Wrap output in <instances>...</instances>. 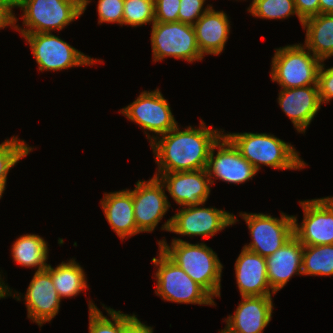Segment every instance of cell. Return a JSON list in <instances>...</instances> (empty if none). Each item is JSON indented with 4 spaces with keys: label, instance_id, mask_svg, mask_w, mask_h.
<instances>
[{
    "label": "cell",
    "instance_id": "obj_35",
    "mask_svg": "<svg viewBox=\"0 0 333 333\" xmlns=\"http://www.w3.org/2000/svg\"><path fill=\"white\" fill-rule=\"evenodd\" d=\"M294 4L301 25L306 19L319 14V0H294Z\"/></svg>",
    "mask_w": 333,
    "mask_h": 333
},
{
    "label": "cell",
    "instance_id": "obj_6",
    "mask_svg": "<svg viewBox=\"0 0 333 333\" xmlns=\"http://www.w3.org/2000/svg\"><path fill=\"white\" fill-rule=\"evenodd\" d=\"M322 61L303 44L275 49L271 64V81L283 89L318 85Z\"/></svg>",
    "mask_w": 333,
    "mask_h": 333
},
{
    "label": "cell",
    "instance_id": "obj_25",
    "mask_svg": "<svg viewBox=\"0 0 333 333\" xmlns=\"http://www.w3.org/2000/svg\"><path fill=\"white\" fill-rule=\"evenodd\" d=\"M49 248L44 238L36 234H24L14 241L11 248L13 260L22 267L46 270Z\"/></svg>",
    "mask_w": 333,
    "mask_h": 333
},
{
    "label": "cell",
    "instance_id": "obj_18",
    "mask_svg": "<svg viewBox=\"0 0 333 333\" xmlns=\"http://www.w3.org/2000/svg\"><path fill=\"white\" fill-rule=\"evenodd\" d=\"M277 99L279 106L299 133H305L322 105L318 85L281 88Z\"/></svg>",
    "mask_w": 333,
    "mask_h": 333
},
{
    "label": "cell",
    "instance_id": "obj_19",
    "mask_svg": "<svg viewBox=\"0 0 333 333\" xmlns=\"http://www.w3.org/2000/svg\"><path fill=\"white\" fill-rule=\"evenodd\" d=\"M234 270L241 297L275 295L267 278L266 257L243 247Z\"/></svg>",
    "mask_w": 333,
    "mask_h": 333
},
{
    "label": "cell",
    "instance_id": "obj_31",
    "mask_svg": "<svg viewBox=\"0 0 333 333\" xmlns=\"http://www.w3.org/2000/svg\"><path fill=\"white\" fill-rule=\"evenodd\" d=\"M124 0H98V24L118 23L123 26Z\"/></svg>",
    "mask_w": 333,
    "mask_h": 333
},
{
    "label": "cell",
    "instance_id": "obj_33",
    "mask_svg": "<svg viewBox=\"0 0 333 333\" xmlns=\"http://www.w3.org/2000/svg\"><path fill=\"white\" fill-rule=\"evenodd\" d=\"M181 0H154L155 22H178Z\"/></svg>",
    "mask_w": 333,
    "mask_h": 333
},
{
    "label": "cell",
    "instance_id": "obj_3",
    "mask_svg": "<svg viewBox=\"0 0 333 333\" xmlns=\"http://www.w3.org/2000/svg\"><path fill=\"white\" fill-rule=\"evenodd\" d=\"M224 135L257 171L262 165L280 170H299L308 165L293 145L272 134L244 132Z\"/></svg>",
    "mask_w": 333,
    "mask_h": 333
},
{
    "label": "cell",
    "instance_id": "obj_23",
    "mask_svg": "<svg viewBox=\"0 0 333 333\" xmlns=\"http://www.w3.org/2000/svg\"><path fill=\"white\" fill-rule=\"evenodd\" d=\"M304 46L322 62L333 56V14H318L303 21Z\"/></svg>",
    "mask_w": 333,
    "mask_h": 333
},
{
    "label": "cell",
    "instance_id": "obj_39",
    "mask_svg": "<svg viewBox=\"0 0 333 333\" xmlns=\"http://www.w3.org/2000/svg\"><path fill=\"white\" fill-rule=\"evenodd\" d=\"M319 14H333V0H319Z\"/></svg>",
    "mask_w": 333,
    "mask_h": 333
},
{
    "label": "cell",
    "instance_id": "obj_27",
    "mask_svg": "<svg viewBox=\"0 0 333 333\" xmlns=\"http://www.w3.org/2000/svg\"><path fill=\"white\" fill-rule=\"evenodd\" d=\"M107 316L103 315L102 311L89 300V333H123L124 327L136 316L135 314H124L120 310L116 311L112 308L104 307Z\"/></svg>",
    "mask_w": 333,
    "mask_h": 333
},
{
    "label": "cell",
    "instance_id": "obj_26",
    "mask_svg": "<svg viewBox=\"0 0 333 333\" xmlns=\"http://www.w3.org/2000/svg\"><path fill=\"white\" fill-rule=\"evenodd\" d=\"M302 275H333V244L303 246Z\"/></svg>",
    "mask_w": 333,
    "mask_h": 333
},
{
    "label": "cell",
    "instance_id": "obj_32",
    "mask_svg": "<svg viewBox=\"0 0 333 333\" xmlns=\"http://www.w3.org/2000/svg\"><path fill=\"white\" fill-rule=\"evenodd\" d=\"M205 1L206 0H181L178 21L194 25L198 19L212 6L208 4L205 9H203Z\"/></svg>",
    "mask_w": 333,
    "mask_h": 333
},
{
    "label": "cell",
    "instance_id": "obj_10",
    "mask_svg": "<svg viewBox=\"0 0 333 333\" xmlns=\"http://www.w3.org/2000/svg\"><path fill=\"white\" fill-rule=\"evenodd\" d=\"M170 108L168 101L157 88L154 91L141 92L132 103L122 108L120 113L144 129V134H147L146 137L151 143L156 137L168 133L178 125ZM145 130L158 136H151Z\"/></svg>",
    "mask_w": 333,
    "mask_h": 333
},
{
    "label": "cell",
    "instance_id": "obj_21",
    "mask_svg": "<svg viewBox=\"0 0 333 333\" xmlns=\"http://www.w3.org/2000/svg\"><path fill=\"white\" fill-rule=\"evenodd\" d=\"M229 17L211 6L193 25L201 54L219 55L224 50L230 33Z\"/></svg>",
    "mask_w": 333,
    "mask_h": 333
},
{
    "label": "cell",
    "instance_id": "obj_12",
    "mask_svg": "<svg viewBox=\"0 0 333 333\" xmlns=\"http://www.w3.org/2000/svg\"><path fill=\"white\" fill-rule=\"evenodd\" d=\"M302 223L293 216V234L303 246L333 244V197L299 201Z\"/></svg>",
    "mask_w": 333,
    "mask_h": 333
},
{
    "label": "cell",
    "instance_id": "obj_16",
    "mask_svg": "<svg viewBox=\"0 0 333 333\" xmlns=\"http://www.w3.org/2000/svg\"><path fill=\"white\" fill-rule=\"evenodd\" d=\"M234 315L224 319L222 333H263L272 319V295L242 297Z\"/></svg>",
    "mask_w": 333,
    "mask_h": 333
},
{
    "label": "cell",
    "instance_id": "obj_28",
    "mask_svg": "<svg viewBox=\"0 0 333 333\" xmlns=\"http://www.w3.org/2000/svg\"><path fill=\"white\" fill-rule=\"evenodd\" d=\"M31 151L33 148L17 136L6 139L0 144V183L7 182V175L11 168Z\"/></svg>",
    "mask_w": 333,
    "mask_h": 333
},
{
    "label": "cell",
    "instance_id": "obj_36",
    "mask_svg": "<svg viewBox=\"0 0 333 333\" xmlns=\"http://www.w3.org/2000/svg\"><path fill=\"white\" fill-rule=\"evenodd\" d=\"M13 8H15V0H0V29L8 26L15 29L18 19L13 13Z\"/></svg>",
    "mask_w": 333,
    "mask_h": 333
},
{
    "label": "cell",
    "instance_id": "obj_30",
    "mask_svg": "<svg viewBox=\"0 0 333 333\" xmlns=\"http://www.w3.org/2000/svg\"><path fill=\"white\" fill-rule=\"evenodd\" d=\"M154 22V0H124L123 25L137 27Z\"/></svg>",
    "mask_w": 333,
    "mask_h": 333
},
{
    "label": "cell",
    "instance_id": "obj_24",
    "mask_svg": "<svg viewBox=\"0 0 333 333\" xmlns=\"http://www.w3.org/2000/svg\"><path fill=\"white\" fill-rule=\"evenodd\" d=\"M46 270L50 273L53 285L61 299L77 296L89 288L84 269L73 258L68 262L62 261L55 268L48 264Z\"/></svg>",
    "mask_w": 333,
    "mask_h": 333
},
{
    "label": "cell",
    "instance_id": "obj_9",
    "mask_svg": "<svg viewBox=\"0 0 333 333\" xmlns=\"http://www.w3.org/2000/svg\"><path fill=\"white\" fill-rule=\"evenodd\" d=\"M201 205L204 206L199 204L182 207L162 225L161 230L192 238L193 236L210 238L239 221L232 213Z\"/></svg>",
    "mask_w": 333,
    "mask_h": 333
},
{
    "label": "cell",
    "instance_id": "obj_5",
    "mask_svg": "<svg viewBox=\"0 0 333 333\" xmlns=\"http://www.w3.org/2000/svg\"><path fill=\"white\" fill-rule=\"evenodd\" d=\"M155 273V294L163 300L183 304L216 306L213 297L160 248L157 258L152 259Z\"/></svg>",
    "mask_w": 333,
    "mask_h": 333
},
{
    "label": "cell",
    "instance_id": "obj_29",
    "mask_svg": "<svg viewBox=\"0 0 333 333\" xmlns=\"http://www.w3.org/2000/svg\"><path fill=\"white\" fill-rule=\"evenodd\" d=\"M247 11L261 19H286L291 15L298 17L294 0H253Z\"/></svg>",
    "mask_w": 333,
    "mask_h": 333
},
{
    "label": "cell",
    "instance_id": "obj_7",
    "mask_svg": "<svg viewBox=\"0 0 333 333\" xmlns=\"http://www.w3.org/2000/svg\"><path fill=\"white\" fill-rule=\"evenodd\" d=\"M150 40L154 62L173 57L193 63L204 57L197 45L194 26L190 24L154 22Z\"/></svg>",
    "mask_w": 333,
    "mask_h": 333
},
{
    "label": "cell",
    "instance_id": "obj_38",
    "mask_svg": "<svg viewBox=\"0 0 333 333\" xmlns=\"http://www.w3.org/2000/svg\"><path fill=\"white\" fill-rule=\"evenodd\" d=\"M1 277L2 276L0 274V299L1 298H5L7 296H12L13 298H15L18 301H20V299H21V293L18 294V292L15 291V294L12 295V289H10V287H8L7 284L5 285V283H4L5 281H3V279Z\"/></svg>",
    "mask_w": 333,
    "mask_h": 333
},
{
    "label": "cell",
    "instance_id": "obj_37",
    "mask_svg": "<svg viewBox=\"0 0 333 333\" xmlns=\"http://www.w3.org/2000/svg\"><path fill=\"white\" fill-rule=\"evenodd\" d=\"M123 333H153V327L145 325L135 316L124 327Z\"/></svg>",
    "mask_w": 333,
    "mask_h": 333
},
{
    "label": "cell",
    "instance_id": "obj_34",
    "mask_svg": "<svg viewBox=\"0 0 333 333\" xmlns=\"http://www.w3.org/2000/svg\"><path fill=\"white\" fill-rule=\"evenodd\" d=\"M318 88L321 104L333 99V66L326 69L324 61L318 72Z\"/></svg>",
    "mask_w": 333,
    "mask_h": 333
},
{
    "label": "cell",
    "instance_id": "obj_1",
    "mask_svg": "<svg viewBox=\"0 0 333 333\" xmlns=\"http://www.w3.org/2000/svg\"><path fill=\"white\" fill-rule=\"evenodd\" d=\"M199 124V128L188 126L184 130L177 125L150 143L158 165V172L153 176L206 169L210 150L224 130L208 127L202 120Z\"/></svg>",
    "mask_w": 333,
    "mask_h": 333
},
{
    "label": "cell",
    "instance_id": "obj_4",
    "mask_svg": "<svg viewBox=\"0 0 333 333\" xmlns=\"http://www.w3.org/2000/svg\"><path fill=\"white\" fill-rule=\"evenodd\" d=\"M91 0H15V7L23 10L25 28L16 24L21 36L62 30L81 17Z\"/></svg>",
    "mask_w": 333,
    "mask_h": 333
},
{
    "label": "cell",
    "instance_id": "obj_11",
    "mask_svg": "<svg viewBox=\"0 0 333 333\" xmlns=\"http://www.w3.org/2000/svg\"><path fill=\"white\" fill-rule=\"evenodd\" d=\"M250 231L251 242L243 247L262 257L272 255L281 248L293 234V215L281 212L280 218L264 213L240 212Z\"/></svg>",
    "mask_w": 333,
    "mask_h": 333
},
{
    "label": "cell",
    "instance_id": "obj_20",
    "mask_svg": "<svg viewBox=\"0 0 333 333\" xmlns=\"http://www.w3.org/2000/svg\"><path fill=\"white\" fill-rule=\"evenodd\" d=\"M303 245L293 235L281 248L266 257L267 278L276 294L294 275H302Z\"/></svg>",
    "mask_w": 333,
    "mask_h": 333
},
{
    "label": "cell",
    "instance_id": "obj_22",
    "mask_svg": "<svg viewBox=\"0 0 333 333\" xmlns=\"http://www.w3.org/2000/svg\"><path fill=\"white\" fill-rule=\"evenodd\" d=\"M100 201L106 220L121 241L141 233L136 226L133 197L129 189L104 193Z\"/></svg>",
    "mask_w": 333,
    "mask_h": 333
},
{
    "label": "cell",
    "instance_id": "obj_2",
    "mask_svg": "<svg viewBox=\"0 0 333 333\" xmlns=\"http://www.w3.org/2000/svg\"><path fill=\"white\" fill-rule=\"evenodd\" d=\"M159 248L213 298L220 297L223 265L217 254L205 243H189L182 239L158 241Z\"/></svg>",
    "mask_w": 333,
    "mask_h": 333
},
{
    "label": "cell",
    "instance_id": "obj_40",
    "mask_svg": "<svg viewBox=\"0 0 333 333\" xmlns=\"http://www.w3.org/2000/svg\"><path fill=\"white\" fill-rule=\"evenodd\" d=\"M6 189V183H0V199L2 198L3 192Z\"/></svg>",
    "mask_w": 333,
    "mask_h": 333
},
{
    "label": "cell",
    "instance_id": "obj_8",
    "mask_svg": "<svg viewBox=\"0 0 333 333\" xmlns=\"http://www.w3.org/2000/svg\"><path fill=\"white\" fill-rule=\"evenodd\" d=\"M30 45L40 71H62L71 67L90 66L101 61L91 58L52 32L22 36Z\"/></svg>",
    "mask_w": 333,
    "mask_h": 333
},
{
    "label": "cell",
    "instance_id": "obj_14",
    "mask_svg": "<svg viewBox=\"0 0 333 333\" xmlns=\"http://www.w3.org/2000/svg\"><path fill=\"white\" fill-rule=\"evenodd\" d=\"M129 191L133 197L137 229L141 233L153 232L171 207L163 183L158 177L153 176L148 181H137L134 190Z\"/></svg>",
    "mask_w": 333,
    "mask_h": 333
},
{
    "label": "cell",
    "instance_id": "obj_15",
    "mask_svg": "<svg viewBox=\"0 0 333 333\" xmlns=\"http://www.w3.org/2000/svg\"><path fill=\"white\" fill-rule=\"evenodd\" d=\"M179 206L206 204L210 195V178L206 169L162 173L158 176Z\"/></svg>",
    "mask_w": 333,
    "mask_h": 333
},
{
    "label": "cell",
    "instance_id": "obj_17",
    "mask_svg": "<svg viewBox=\"0 0 333 333\" xmlns=\"http://www.w3.org/2000/svg\"><path fill=\"white\" fill-rule=\"evenodd\" d=\"M27 317L40 327L58 314L61 298L47 270L36 271L24 295Z\"/></svg>",
    "mask_w": 333,
    "mask_h": 333
},
{
    "label": "cell",
    "instance_id": "obj_13",
    "mask_svg": "<svg viewBox=\"0 0 333 333\" xmlns=\"http://www.w3.org/2000/svg\"><path fill=\"white\" fill-rule=\"evenodd\" d=\"M216 149L217 154L214 153ZM206 172L213 185V178L229 184H243L251 180L258 171L223 134L210 150Z\"/></svg>",
    "mask_w": 333,
    "mask_h": 333
}]
</instances>
